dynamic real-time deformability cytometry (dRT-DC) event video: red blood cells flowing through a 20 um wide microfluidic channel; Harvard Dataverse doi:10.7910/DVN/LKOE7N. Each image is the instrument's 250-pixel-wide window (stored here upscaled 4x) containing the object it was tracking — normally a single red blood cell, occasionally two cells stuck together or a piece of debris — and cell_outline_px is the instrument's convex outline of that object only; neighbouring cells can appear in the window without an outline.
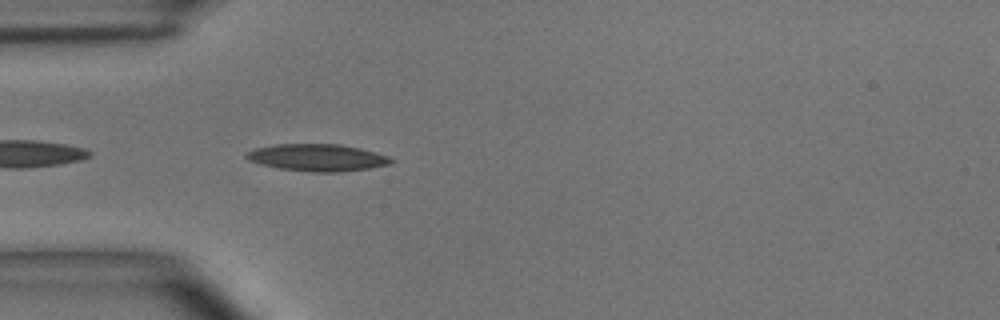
{"species": "common noctule bat (a hibernating species)", "species_latin": "Nyctalus noctula", "temperature_condition": "room temperature", "stored_images_in_passage": 3, "camera_frame_rate_fps": 3000, "um_per_image_px": 0.085, "animal": {"sex": "male", "body_mass_g": 15.6}, "frame": {"image": 1, "passage_image": 3, "time_ms": 0.667, "image_size_px": [1000, 320], "cell_outline_px": [[396, 160], [392, 164], [368, 168], [340, 172], [312, 172], [280, 168], [248, 160], [244, 156], [248, 152], [256, 148], [276, 144], [340, 144], [360, 148], [376, 152], [388, 156]], "centroid_in_image_um": [27.04, 13.39], "position_along_channel_um": 58.0, "area_um2": 22.72}}